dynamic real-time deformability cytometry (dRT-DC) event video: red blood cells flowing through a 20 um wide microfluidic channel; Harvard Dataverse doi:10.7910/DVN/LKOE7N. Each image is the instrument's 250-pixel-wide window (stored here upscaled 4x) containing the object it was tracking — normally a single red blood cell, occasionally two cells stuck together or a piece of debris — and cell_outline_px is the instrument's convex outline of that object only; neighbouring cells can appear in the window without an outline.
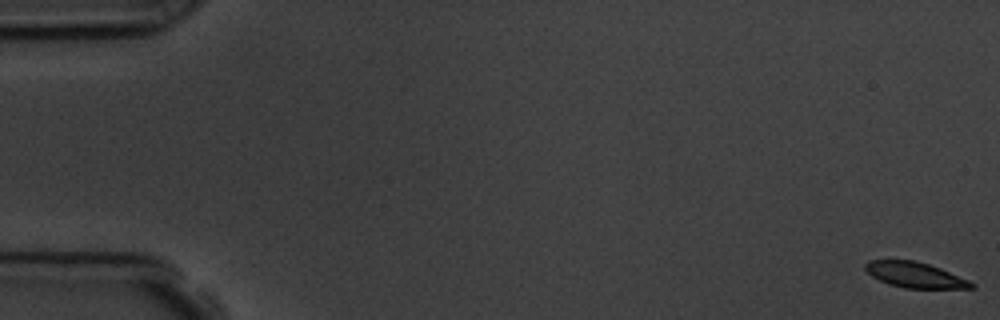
{"species": "common noctule bat (a hibernating species)", "species_latin": "Nyctalus noctula", "temperature_condition": "room temperature", "stored_images_in_passage": 10, "camera_frame_rate_fps": 3000, "um_per_image_px": 0.085, "animal": {"sex": "male", "body_mass_g": 19.5, "forearm_length_mm": 54.6}, "frame": {"image": 1, "passage_image": 1, "time_ms": 0.0, "image_size_px": [1000, 320], "cell_outline_px": [[976, 288], [904, 288], [888, 284], [872, 276], [864, 268], [864, 264], [868, 260], [912, 260], [928, 264], [940, 268], [968, 280], [976, 284]], "centroid_in_image_um": [77.76, 23.37], "position_along_channel_um": 7.2, "area_um2": 15.66}}
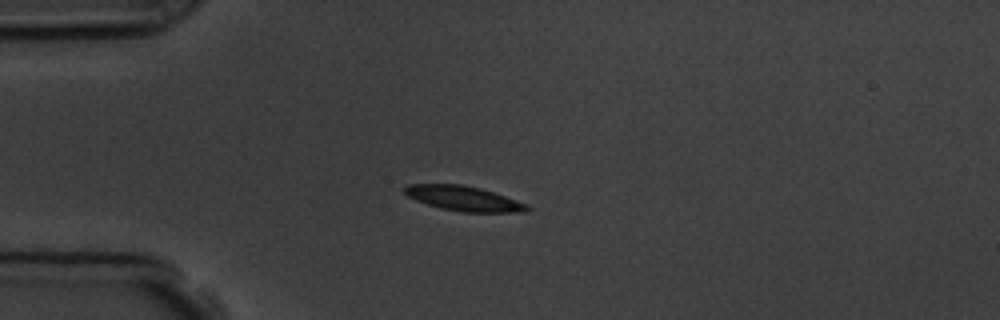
{"frame": {"image": 2, "passage_image": 5, "time_ms": 4.667, "image_size_px": [1000, 320], "cell_outline_px": [[532, 208], [528, 212], [460, 212], [440, 208], [416, 200], [408, 196], [404, 192], [404, 188], [408, 184], [464, 184], [480, 188], [528, 204]], "centroid_in_image_um": [39.44, 16.87], "position_along_channel_um": 45.6, "area_um2": 17.74}}
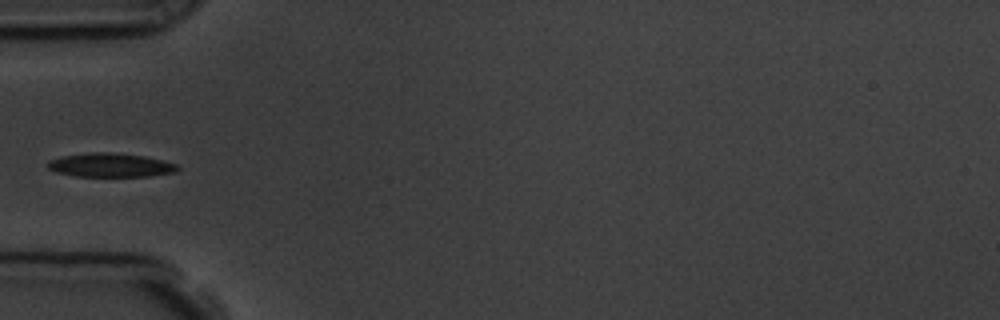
{"frame": {"image": 3, "passage_image": 6, "time_ms": 6.0, "image_size_px": [1000, 320], "cell_outline_px": [[180, 168], [176, 172], [148, 176], [76, 176], [56, 172], [48, 168], [48, 160], [60, 156], [92, 152], [108, 152], [144, 156], [176, 164]], "centroid_in_image_um": [9.36, 14.03], "position_along_channel_um": 75.6, "area_um2": 17.92}}